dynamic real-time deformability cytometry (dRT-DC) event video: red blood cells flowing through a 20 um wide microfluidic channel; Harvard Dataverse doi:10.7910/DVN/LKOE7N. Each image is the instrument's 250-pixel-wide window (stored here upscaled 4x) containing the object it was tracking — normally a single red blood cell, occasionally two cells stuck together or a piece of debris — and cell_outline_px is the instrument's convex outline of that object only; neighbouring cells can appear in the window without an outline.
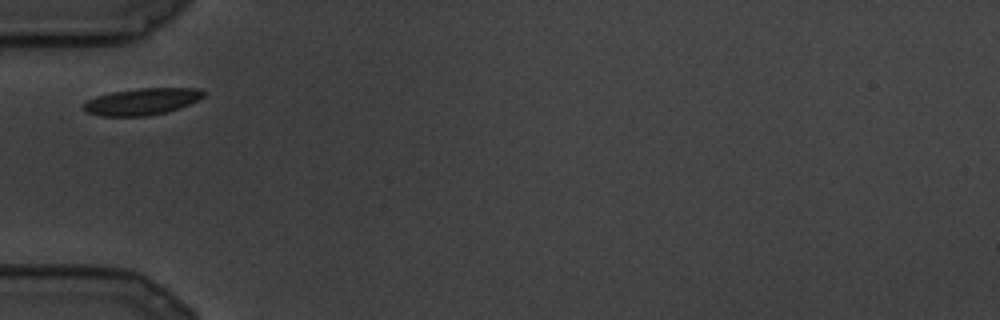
{"species": "common noctule bat (a hibernating species)", "species_latin": "Nyctalus noctula", "temperature_condition": "cold", "stored_images_in_passage": 6, "camera_frame_rate_fps": 3000, "um_per_image_px": 0.085, "animal": {"sex": "male", "body_mass_g": 19.5, "forearm_length_mm": 54.6}, "frame": {"image": 1, "passage_image": 1, "time_ms": 0.0, "image_size_px": [1000, 320], "cell_outline_px": [[204, 96], [188, 104], [164, 112], [148, 116], [100, 116], [88, 112], [84, 108], [84, 104], [88, 100], [96, 96], [112, 92], [140, 88], [200, 88], [204, 92]], "centroid_in_image_um": [12.05, 8.62], "position_along_channel_um": 73.0, "area_um2": 18.32}}
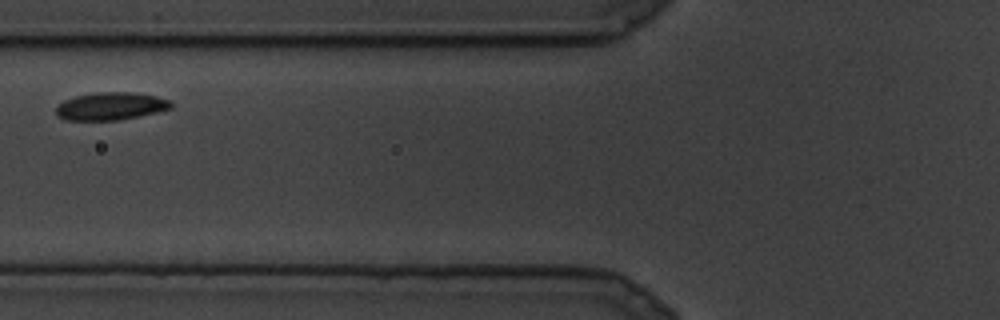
{"frame": {"image": 2, "passage_image": 3, "time_ms": 0.667, "image_size_px": [1000, 320], "cell_outline_px": [[172, 108], [140, 116], [120, 120], [64, 120], [56, 116], [56, 104], [64, 100], [76, 96], [96, 92], [132, 92], [156, 96], [172, 100]], "centroid_in_image_um": [9.39, 9.03], "position_along_channel_um": 116.4, "area_um2": 18.79}}
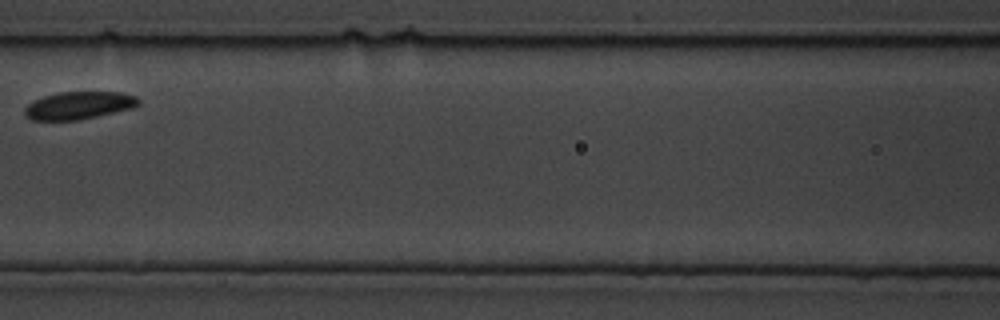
{"frame": {"image": 3, "passage_image": 5, "time_ms": 1.333, "image_size_px": [1000, 320], "cell_outline_px": [[140, 104], [132, 108], [80, 120], [32, 120], [24, 112], [24, 108], [28, 104], [44, 96], [60, 92], [120, 92], [136, 96], [140, 100]], "centroid_in_image_um": [6.73, 8.96], "position_along_channel_um": 159.9, "area_um2": 18.21}}